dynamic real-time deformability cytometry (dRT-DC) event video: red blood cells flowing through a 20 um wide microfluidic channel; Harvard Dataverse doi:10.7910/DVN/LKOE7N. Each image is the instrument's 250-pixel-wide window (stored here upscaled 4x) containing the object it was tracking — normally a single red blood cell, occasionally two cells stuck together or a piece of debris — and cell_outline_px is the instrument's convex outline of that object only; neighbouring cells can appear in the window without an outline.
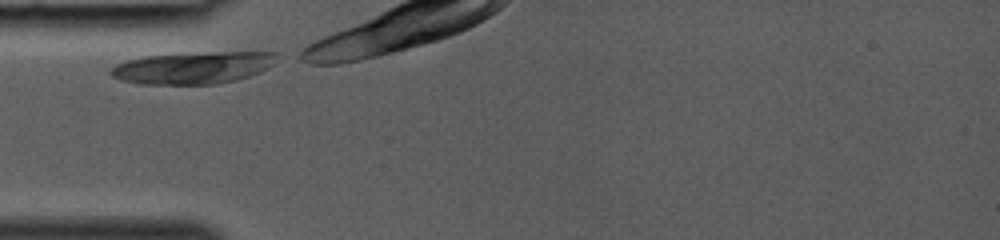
{"species": "common noctule bat (a hibernating species)", "species_latin": "Nyctalus noctula", "temperature_condition": "room temperature", "stored_images_in_passage": 3, "camera_frame_rate_fps": 3000, "um_per_image_px": 0.085, "animal": {"sex": "female", "body_mass_g": 19.0, "forearm_length_mm": 53.3}, "frame": {"image": 1, "passage_image": 1, "time_ms": 0.0, "image_size_px": [1000, 240], "cell_outline_px": [[284, 56], [268, 68], [260, 72], [236, 80], [216, 84], [140, 84], [120, 80], [112, 76], [108, 72], [116, 64], [128, 60], [144, 56], [216, 52], [280, 52]], "centroid_in_image_um": [16.49, 5.75], "position_along_channel_um": 68.5, "area_um2": 31.15}}